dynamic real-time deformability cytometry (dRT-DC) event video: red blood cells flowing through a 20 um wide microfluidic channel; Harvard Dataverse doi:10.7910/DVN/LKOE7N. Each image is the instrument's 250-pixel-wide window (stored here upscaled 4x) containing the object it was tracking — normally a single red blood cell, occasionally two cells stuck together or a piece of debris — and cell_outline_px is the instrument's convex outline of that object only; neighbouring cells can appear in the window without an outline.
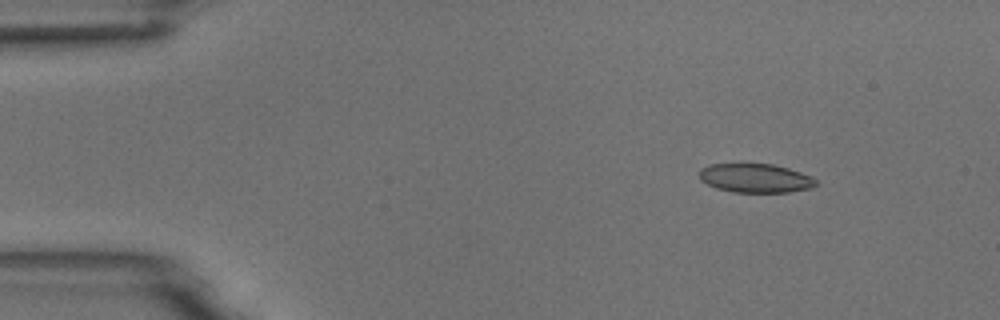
{"species": "common noctule bat (a hibernating species)", "species_latin": "Nyctalus noctula", "temperature_condition": "room temperature", "stored_images_in_passage": 7, "camera_frame_rate_fps": 3000, "um_per_image_px": 0.085, "animal": {"sex": "male", "body_mass_g": 18.8}, "frame": {"image": 1, "passage_image": 2, "time_ms": 1.0, "image_size_px": [1000, 320], "cell_outline_px": [[820, 184], [812, 188], [788, 192], [732, 192], [716, 188], [700, 180], [700, 168], [708, 164], [772, 164], [788, 168], [812, 176]], "centroid_in_image_um": [64.23, 15.14], "position_along_channel_um": 20.8, "area_um2": 19.77}}
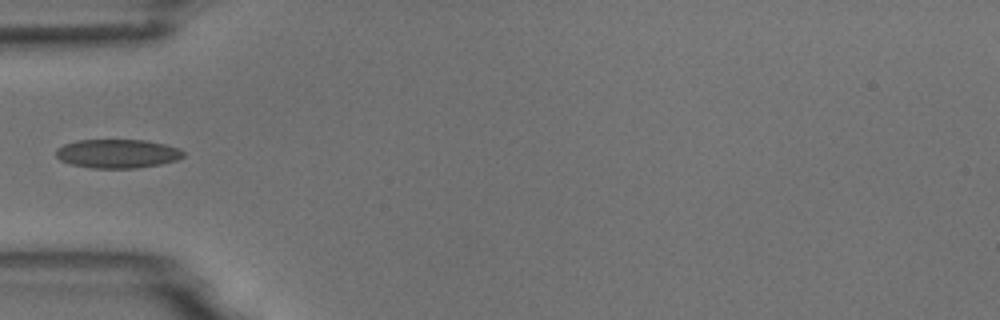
{"frame": {"image": 2, "passage_image": 5, "time_ms": 4.667, "image_size_px": [1000, 320], "cell_outline_px": [[184, 156], [176, 160], [160, 164], [136, 168], [92, 168], [72, 164], [60, 160], [56, 156], [56, 148], [64, 144], [76, 140], [144, 140], [164, 144], [180, 148], [184, 152]], "centroid_in_image_um": [9.97, 13.05], "position_along_channel_um": 75.0, "area_um2": 21.39}}